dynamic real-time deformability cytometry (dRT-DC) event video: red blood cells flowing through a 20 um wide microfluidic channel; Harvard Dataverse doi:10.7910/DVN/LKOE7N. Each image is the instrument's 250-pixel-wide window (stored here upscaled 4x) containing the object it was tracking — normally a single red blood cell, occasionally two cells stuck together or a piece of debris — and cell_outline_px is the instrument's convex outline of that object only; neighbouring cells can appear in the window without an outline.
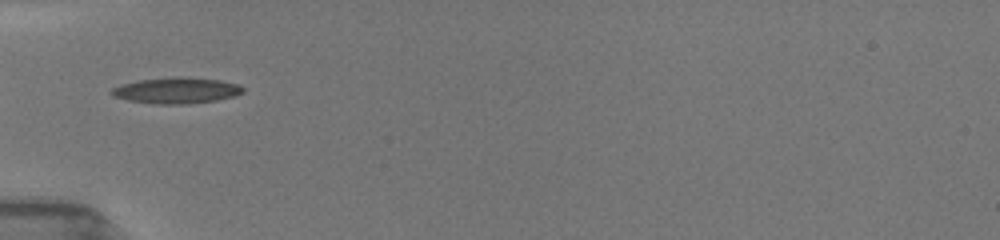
{"species": "common noctule bat (a hibernating species)", "species_latin": "Nyctalus noctula", "temperature_condition": "room temperature", "stored_images_in_passage": 3, "camera_frame_rate_fps": 3000, "um_per_image_px": 0.085, "animal": {"sex": "female", "body_mass_g": 19.5, "forearm_length_mm": 54.1}, "frame": {"image": 1, "passage_image": 1, "time_ms": 0.0, "image_size_px": [1000, 240], "cell_outline_px": [[244, 92], [236, 96], [216, 100], [188, 104], [160, 104], [128, 100], [112, 96], [108, 92], [112, 88], [120, 84], [140, 80], [176, 76], [180, 76], [220, 80], [240, 84], [244, 88]], "centroid_in_image_um": [15.01, 7.68], "position_along_channel_um": 70.0, "area_um2": 20.11}}